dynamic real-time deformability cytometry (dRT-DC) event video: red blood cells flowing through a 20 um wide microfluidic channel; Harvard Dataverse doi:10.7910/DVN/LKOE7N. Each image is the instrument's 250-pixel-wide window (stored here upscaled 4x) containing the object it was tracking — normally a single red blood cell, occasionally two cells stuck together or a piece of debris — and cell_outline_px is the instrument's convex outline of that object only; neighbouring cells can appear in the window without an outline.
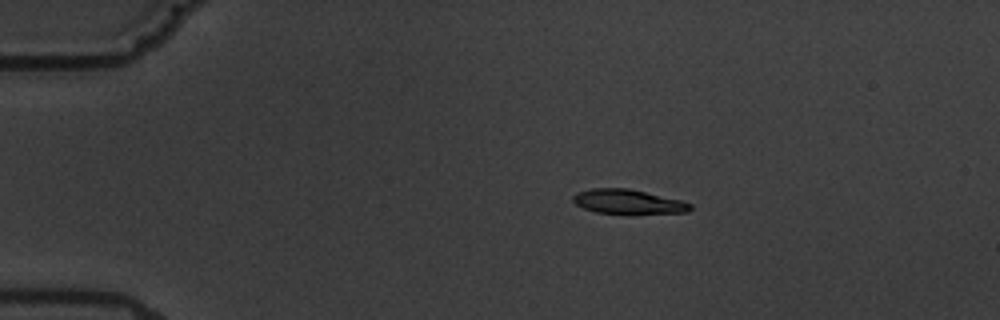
{"species": "common noctule bat (a hibernating species)", "species_latin": "Nyctalus noctula", "temperature_condition": "warm", "stored_images_in_passage": 4, "camera_frame_rate_fps": 3000, "um_per_image_px": 0.085, "animal": {"sex": "male", "body_mass_g": 19.5, "forearm_length_mm": 54.6}, "frame": {"image": 1, "passage_image": 2, "time_ms": 1.333, "image_size_px": [1000, 320], "cell_outline_px": [[692, 208], [688, 212], [596, 212], [584, 208], [576, 204], [572, 200], [572, 196], [576, 192], [592, 188], [628, 188], [680, 200], [692, 204]], "centroid_in_image_um": [53.33, 17.11], "position_along_channel_um": 31.7, "area_um2": 16.07}}